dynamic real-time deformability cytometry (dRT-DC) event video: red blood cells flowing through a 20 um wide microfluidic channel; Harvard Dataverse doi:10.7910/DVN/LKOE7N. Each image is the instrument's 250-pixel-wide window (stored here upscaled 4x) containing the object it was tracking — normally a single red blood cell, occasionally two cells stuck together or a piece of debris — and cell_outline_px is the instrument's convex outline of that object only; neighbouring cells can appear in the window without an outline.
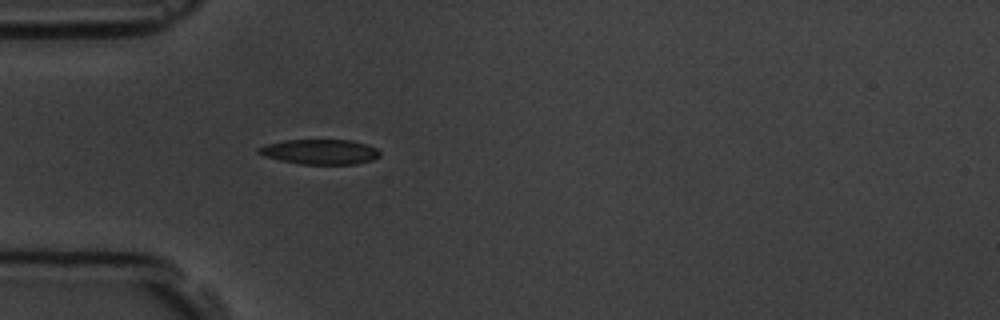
{"species": "common noctule bat (a hibernating species)", "species_latin": "Nyctalus noctula", "temperature_condition": "room temperature", "stored_images_in_passage": 5, "camera_frame_rate_fps": 3000, "um_per_image_px": 0.085, "animal": {"sex": "male", "body_mass_g": 19.5, "forearm_length_mm": 54.6}, "frame": {"image": 1, "passage_image": 5, "time_ms": 4.667, "image_size_px": [1000, 320], "cell_outline_px": [[380, 156], [372, 160], [356, 164], [300, 164], [280, 160], [264, 156], [256, 152], [256, 148], [268, 144], [284, 140], [352, 140], [368, 144], [376, 148], [380, 152]], "centroid_in_image_um": [27.21, 12.9], "position_along_channel_um": 57.8, "area_um2": 17.74}}